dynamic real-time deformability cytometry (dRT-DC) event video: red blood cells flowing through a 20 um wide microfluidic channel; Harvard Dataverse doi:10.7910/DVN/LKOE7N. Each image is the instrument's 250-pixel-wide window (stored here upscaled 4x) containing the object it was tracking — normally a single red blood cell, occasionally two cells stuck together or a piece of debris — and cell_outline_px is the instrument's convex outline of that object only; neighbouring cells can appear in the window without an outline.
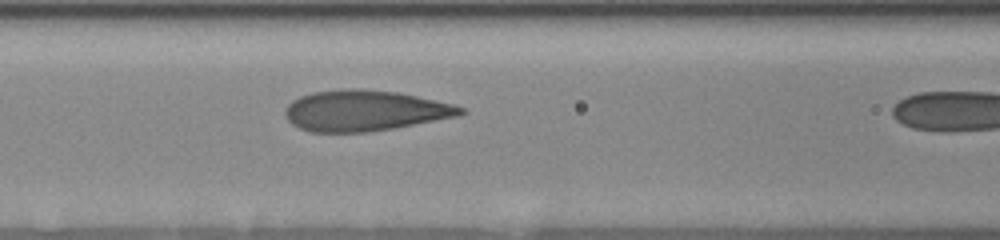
{"species": "human", "species_latin": "Homo sapiens", "temperature_condition": "room temperature", "stored_images_in_passage": 6, "camera_frame_rate_fps": 3000, "um_per_image_px": 0.085, "donor": {"sex": "female"}, "frame": {"image": 1, "passage_image": 5, "time_ms": 3.333, "image_size_px": [1000, 240], "cell_outline_px": [[468, 112], [456, 116], [392, 128], [368, 132], [312, 132], [300, 128], [292, 124], [284, 116], [284, 108], [292, 100], [300, 96], [312, 92], [348, 88], [356, 88], [396, 92], [456, 104], [464, 108]], "centroid_in_image_um": [30.97, 9.4], "position_along_channel_um": 135.6, "area_um2": 41.62}}